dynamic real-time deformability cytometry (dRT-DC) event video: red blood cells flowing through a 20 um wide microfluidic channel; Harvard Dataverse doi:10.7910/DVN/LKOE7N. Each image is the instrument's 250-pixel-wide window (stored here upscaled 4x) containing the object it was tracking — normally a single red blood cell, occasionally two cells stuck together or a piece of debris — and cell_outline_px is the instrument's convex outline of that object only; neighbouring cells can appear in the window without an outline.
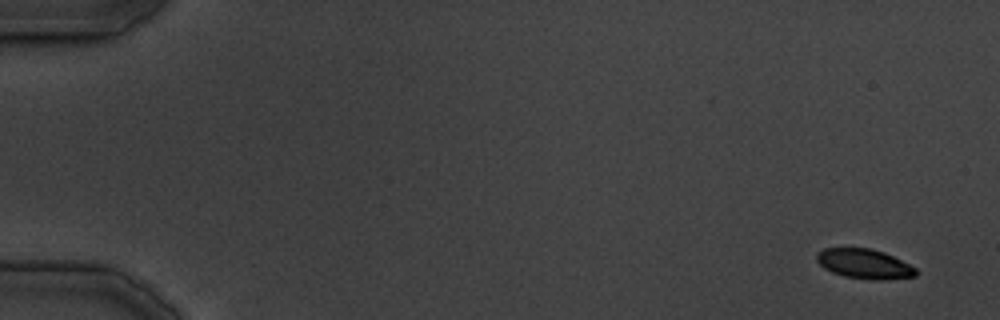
{"species": "common noctule bat (a hibernating species)", "species_latin": "Nyctalus noctula", "temperature_condition": "cold", "stored_images_in_passage": 23, "camera_frame_rate_fps": 3000, "um_per_image_px": 0.085, "animal": {"sex": "male", "body_mass_g": 19.5, "forearm_length_mm": 54.6}, "frame": {"image": 1, "passage_image": 2, "time_ms": 1.0, "image_size_px": [1000, 320], "cell_outline_px": [[920, 272], [916, 276], [884, 280], [872, 280], [844, 276], [832, 272], [824, 268], [816, 260], [816, 252], [824, 248], [872, 248], [884, 252], [916, 268]], "centroid_in_image_um": [73.47, 22.43], "position_along_channel_um": 11.5, "area_um2": 17.28}}
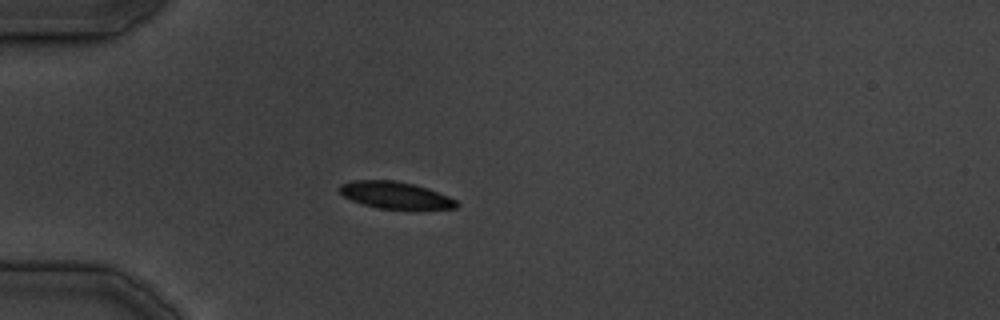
{"frame": {"image": 2, "passage_image": 12, "time_ms": 12.667, "image_size_px": [1000, 320], "cell_outline_px": [[460, 204], [456, 208], [380, 208], [364, 204], [352, 200], [344, 196], [340, 192], [340, 184], [352, 180], [396, 180], [428, 188], [448, 196], [456, 200]], "centroid_in_image_um": [33.59, 16.57], "position_along_channel_um": 51.4, "area_um2": 17.98}}
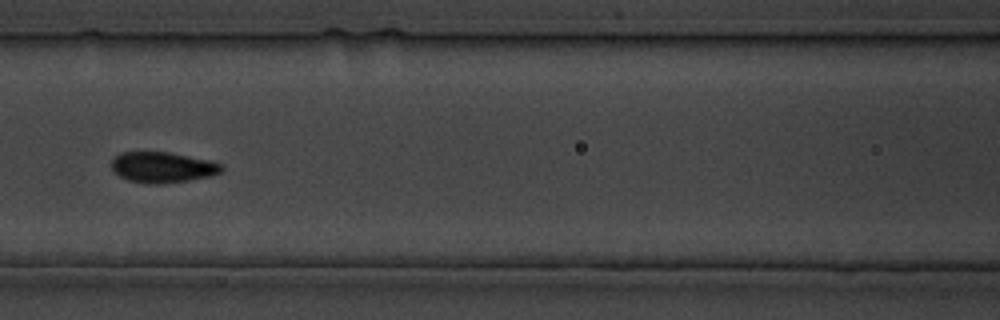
{"frame": {"image": 3, "passage_image": 19, "time_ms": 20.667, "image_size_px": [1000, 320], "cell_outline_px": [[224, 168], [220, 172], [212, 176], [188, 180], [156, 184], [148, 184], [128, 180], [120, 176], [112, 168], [112, 160], [120, 152], [168, 152], [212, 160], [224, 164]], "centroid_in_image_um": [13.87, 14.21], "position_along_channel_um": 152.7, "area_um2": 19.71}}